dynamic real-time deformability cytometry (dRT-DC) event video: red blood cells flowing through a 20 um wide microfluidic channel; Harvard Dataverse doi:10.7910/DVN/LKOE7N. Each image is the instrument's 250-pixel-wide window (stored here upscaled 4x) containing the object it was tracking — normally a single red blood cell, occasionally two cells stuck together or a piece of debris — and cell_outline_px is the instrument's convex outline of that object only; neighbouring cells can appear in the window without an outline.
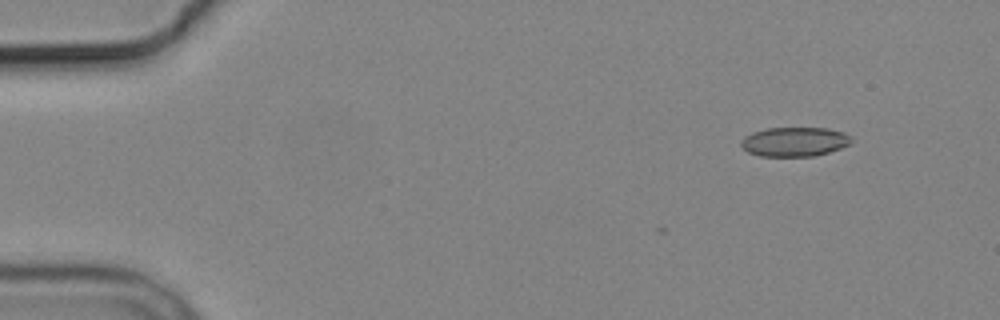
{"species": "common noctule bat (a hibernating species)", "species_latin": "Nyctalus noctula", "temperature_condition": "cold", "stored_images_in_passage": 6, "camera_frame_rate_fps": 3000, "um_per_image_px": 0.085, "animal": {"sex": "male", "body_mass_g": 19.2, "forearm_length_mm": 51.8}, "frame": {"image": 1, "passage_image": 6, "time_ms": 6.667, "image_size_px": [1000, 320], "cell_outline_px": [[852, 140], [848, 144], [840, 148], [816, 156], [760, 156], [748, 152], [740, 144], [740, 140], [744, 136], [752, 132], [768, 128], [828, 128], [844, 132], [852, 136]], "centroid_in_image_um": [67.53, 12.04], "position_along_channel_um": 17.5, "area_um2": 18.9}}